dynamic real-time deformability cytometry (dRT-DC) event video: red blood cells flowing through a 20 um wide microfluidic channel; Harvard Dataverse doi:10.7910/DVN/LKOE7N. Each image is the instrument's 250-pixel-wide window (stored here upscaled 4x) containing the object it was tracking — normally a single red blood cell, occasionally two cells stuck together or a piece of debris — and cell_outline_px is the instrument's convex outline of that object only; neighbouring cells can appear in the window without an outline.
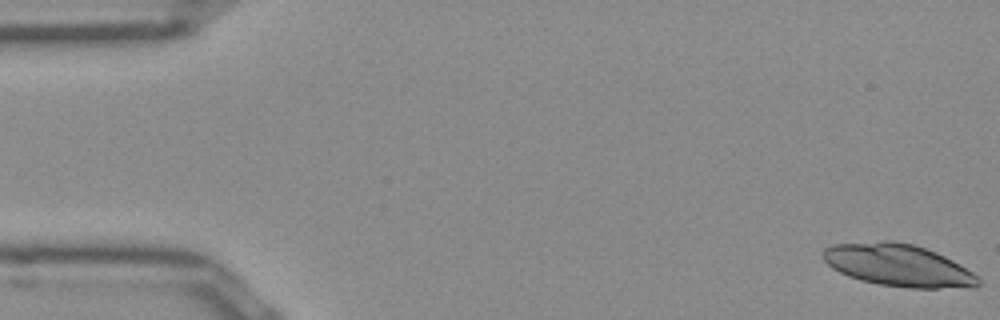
{"species": "Egyptian fruit bat (a non-hibernating species)", "species_latin": "Rousettus aegyptiacus", "temperature_condition": "room temperature", "stored_images_in_passage": 51, "camera_frame_rate_fps": 3000, "um_per_image_px": 0.085, "frame": {"image": 1, "passage_image": 1, "time_ms": 0.0, "image_size_px": [1000, 320], "cell_outline_px": [[980, 284], [976, 288], [908, 288], [880, 284], [860, 280], [848, 276], [832, 268], [824, 260], [824, 248], [836, 244], [884, 240], [888, 240], [912, 244], [936, 252], [952, 260], [972, 272], [980, 280]], "centroid_in_image_um": [76.37, 22.56], "position_along_channel_um": 8.6, "area_um2": 38.03}}